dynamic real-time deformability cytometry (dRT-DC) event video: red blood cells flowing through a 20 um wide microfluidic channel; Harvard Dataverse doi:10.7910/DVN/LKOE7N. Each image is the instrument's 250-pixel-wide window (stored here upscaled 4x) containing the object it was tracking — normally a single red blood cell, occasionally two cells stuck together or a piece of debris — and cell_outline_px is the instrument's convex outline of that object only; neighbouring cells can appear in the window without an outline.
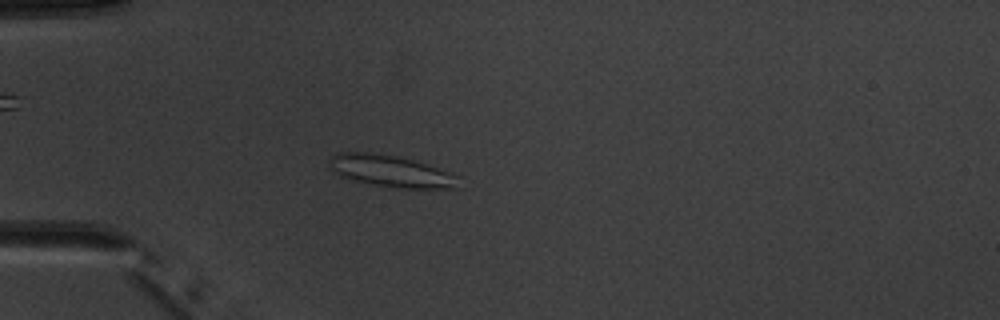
{"species": "common noctule bat (a hibernating species)", "species_latin": "Nyctalus noctula", "temperature_condition": "warm", "stored_images_in_passage": 5, "camera_frame_rate_fps": 3000, "um_per_image_px": 0.085, "animal": {"sex": "male", "body_mass_g": 20.1, "forearm_length_mm": 53.5}, "frame": {"image": 1, "passage_image": 5, "time_ms": 4.667, "image_size_px": [1000, 320], "cell_outline_px": [[460, 176], [456, 188], [384, 188], [340, 176], [328, 164], [332, 156], [336, 152], [368, 152], [396, 156], [412, 160]], "centroid_in_image_um": [33.19, 14.56], "position_along_channel_um": 51.8, "area_um2": 23.76}}